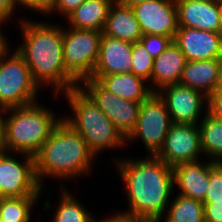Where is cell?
<instances>
[{
  "label": "cell",
  "mask_w": 222,
  "mask_h": 222,
  "mask_svg": "<svg viewBox=\"0 0 222 222\" xmlns=\"http://www.w3.org/2000/svg\"><path fill=\"white\" fill-rule=\"evenodd\" d=\"M96 81L108 92L130 101L142 103L154 93L151 84L147 86V81L132 72L100 76Z\"/></svg>",
  "instance_id": "cell-21"
},
{
  "label": "cell",
  "mask_w": 222,
  "mask_h": 222,
  "mask_svg": "<svg viewBox=\"0 0 222 222\" xmlns=\"http://www.w3.org/2000/svg\"><path fill=\"white\" fill-rule=\"evenodd\" d=\"M14 0H0V20L7 21L15 10Z\"/></svg>",
  "instance_id": "cell-34"
},
{
  "label": "cell",
  "mask_w": 222,
  "mask_h": 222,
  "mask_svg": "<svg viewBox=\"0 0 222 222\" xmlns=\"http://www.w3.org/2000/svg\"><path fill=\"white\" fill-rule=\"evenodd\" d=\"M123 219L115 214V215H111L108 219L105 218V220H98V221H95V219L92 221V222H121Z\"/></svg>",
  "instance_id": "cell-38"
},
{
  "label": "cell",
  "mask_w": 222,
  "mask_h": 222,
  "mask_svg": "<svg viewBox=\"0 0 222 222\" xmlns=\"http://www.w3.org/2000/svg\"><path fill=\"white\" fill-rule=\"evenodd\" d=\"M171 124L165 102L157 93H153L141 103L136 127L126 141L141 138L149 156H156L163 147Z\"/></svg>",
  "instance_id": "cell-8"
},
{
  "label": "cell",
  "mask_w": 222,
  "mask_h": 222,
  "mask_svg": "<svg viewBox=\"0 0 222 222\" xmlns=\"http://www.w3.org/2000/svg\"><path fill=\"white\" fill-rule=\"evenodd\" d=\"M203 205L205 222H222V200L208 201Z\"/></svg>",
  "instance_id": "cell-31"
},
{
  "label": "cell",
  "mask_w": 222,
  "mask_h": 222,
  "mask_svg": "<svg viewBox=\"0 0 222 222\" xmlns=\"http://www.w3.org/2000/svg\"><path fill=\"white\" fill-rule=\"evenodd\" d=\"M219 90H222V65H221V73H220V85Z\"/></svg>",
  "instance_id": "cell-40"
},
{
  "label": "cell",
  "mask_w": 222,
  "mask_h": 222,
  "mask_svg": "<svg viewBox=\"0 0 222 222\" xmlns=\"http://www.w3.org/2000/svg\"><path fill=\"white\" fill-rule=\"evenodd\" d=\"M61 194L52 222H92L94 220L92 214L72 196V193L62 189Z\"/></svg>",
  "instance_id": "cell-26"
},
{
  "label": "cell",
  "mask_w": 222,
  "mask_h": 222,
  "mask_svg": "<svg viewBox=\"0 0 222 222\" xmlns=\"http://www.w3.org/2000/svg\"><path fill=\"white\" fill-rule=\"evenodd\" d=\"M114 163L125 183L129 203V211L117 215L129 222H160L175 186L173 168L156 156L115 159Z\"/></svg>",
  "instance_id": "cell-1"
},
{
  "label": "cell",
  "mask_w": 222,
  "mask_h": 222,
  "mask_svg": "<svg viewBox=\"0 0 222 222\" xmlns=\"http://www.w3.org/2000/svg\"><path fill=\"white\" fill-rule=\"evenodd\" d=\"M2 110V111H1ZM1 114L5 113V109L0 108ZM0 114V153L6 152V135H5V117Z\"/></svg>",
  "instance_id": "cell-35"
},
{
  "label": "cell",
  "mask_w": 222,
  "mask_h": 222,
  "mask_svg": "<svg viewBox=\"0 0 222 222\" xmlns=\"http://www.w3.org/2000/svg\"><path fill=\"white\" fill-rule=\"evenodd\" d=\"M131 8L143 35L157 34L174 39L178 30L175 0H146Z\"/></svg>",
  "instance_id": "cell-12"
},
{
  "label": "cell",
  "mask_w": 222,
  "mask_h": 222,
  "mask_svg": "<svg viewBox=\"0 0 222 222\" xmlns=\"http://www.w3.org/2000/svg\"><path fill=\"white\" fill-rule=\"evenodd\" d=\"M206 107L211 115L222 121V90H218L208 98Z\"/></svg>",
  "instance_id": "cell-33"
},
{
  "label": "cell",
  "mask_w": 222,
  "mask_h": 222,
  "mask_svg": "<svg viewBox=\"0 0 222 222\" xmlns=\"http://www.w3.org/2000/svg\"><path fill=\"white\" fill-rule=\"evenodd\" d=\"M82 82V86L81 84L79 86L92 98L119 132L127 138L136 127L141 102L118 97L108 92L92 78Z\"/></svg>",
  "instance_id": "cell-10"
},
{
  "label": "cell",
  "mask_w": 222,
  "mask_h": 222,
  "mask_svg": "<svg viewBox=\"0 0 222 222\" xmlns=\"http://www.w3.org/2000/svg\"><path fill=\"white\" fill-rule=\"evenodd\" d=\"M132 73L149 82L153 69L152 57L141 42L132 44Z\"/></svg>",
  "instance_id": "cell-27"
},
{
  "label": "cell",
  "mask_w": 222,
  "mask_h": 222,
  "mask_svg": "<svg viewBox=\"0 0 222 222\" xmlns=\"http://www.w3.org/2000/svg\"><path fill=\"white\" fill-rule=\"evenodd\" d=\"M219 21L221 26L220 33L222 34V0H219Z\"/></svg>",
  "instance_id": "cell-39"
},
{
  "label": "cell",
  "mask_w": 222,
  "mask_h": 222,
  "mask_svg": "<svg viewBox=\"0 0 222 222\" xmlns=\"http://www.w3.org/2000/svg\"><path fill=\"white\" fill-rule=\"evenodd\" d=\"M19 162L10 152L0 153V198L39 196L42 187L35 174L34 157Z\"/></svg>",
  "instance_id": "cell-9"
},
{
  "label": "cell",
  "mask_w": 222,
  "mask_h": 222,
  "mask_svg": "<svg viewBox=\"0 0 222 222\" xmlns=\"http://www.w3.org/2000/svg\"><path fill=\"white\" fill-rule=\"evenodd\" d=\"M173 42L180 48L186 61L222 58V34L178 27Z\"/></svg>",
  "instance_id": "cell-14"
},
{
  "label": "cell",
  "mask_w": 222,
  "mask_h": 222,
  "mask_svg": "<svg viewBox=\"0 0 222 222\" xmlns=\"http://www.w3.org/2000/svg\"><path fill=\"white\" fill-rule=\"evenodd\" d=\"M4 21L0 20V25L3 23ZM3 33L1 32L0 29V56H2L5 52L8 51V42H6L5 37H3Z\"/></svg>",
  "instance_id": "cell-36"
},
{
  "label": "cell",
  "mask_w": 222,
  "mask_h": 222,
  "mask_svg": "<svg viewBox=\"0 0 222 222\" xmlns=\"http://www.w3.org/2000/svg\"><path fill=\"white\" fill-rule=\"evenodd\" d=\"M93 157L83 137L62 119L34 156L37 181L42 187L43 176L69 179L87 174Z\"/></svg>",
  "instance_id": "cell-3"
},
{
  "label": "cell",
  "mask_w": 222,
  "mask_h": 222,
  "mask_svg": "<svg viewBox=\"0 0 222 222\" xmlns=\"http://www.w3.org/2000/svg\"><path fill=\"white\" fill-rule=\"evenodd\" d=\"M185 62L184 54L174 42L154 58L151 73V82L155 85L153 92L156 93L167 85L179 84Z\"/></svg>",
  "instance_id": "cell-20"
},
{
  "label": "cell",
  "mask_w": 222,
  "mask_h": 222,
  "mask_svg": "<svg viewBox=\"0 0 222 222\" xmlns=\"http://www.w3.org/2000/svg\"><path fill=\"white\" fill-rule=\"evenodd\" d=\"M15 6L22 5L33 11L40 12L42 14L48 13L51 10L52 0H14Z\"/></svg>",
  "instance_id": "cell-32"
},
{
  "label": "cell",
  "mask_w": 222,
  "mask_h": 222,
  "mask_svg": "<svg viewBox=\"0 0 222 222\" xmlns=\"http://www.w3.org/2000/svg\"><path fill=\"white\" fill-rule=\"evenodd\" d=\"M199 154H203L199 126L172 123L156 157L173 168L181 163L198 161Z\"/></svg>",
  "instance_id": "cell-11"
},
{
  "label": "cell",
  "mask_w": 222,
  "mask_h": 222,
  "mask_svg": "<svg viewBox=\"0 0 222 222\" xmlns=\"http://www.w3.org/2000/svg\"><path fill=\"white\" fill-rule=\"evenodd\" d=\"M20 21L24 42L16 51L24 58L33 81L39 87L53 85L56 95L79 86L63 61V27L23 18Z\"/></svg>",
  "instance_id": "cell-2"
},
{
  "label": "cell",
  "mask_w": 222,
  "mask_h": 222,
  "mask_svg": "<svg viewBox=\"0 0 222 222\" xmlns=\"http://www.w3.org/2000/svg\"><path fill=\"white\" fill-rule=\"evenodd\" d=\"M132 43L119 39L101 36L99 57L92 79L111 74H123L132 72Z\"/></svg>",
  "instance_id": "cell-15"
},
{
  "label": "cell",
  "mask_w": 222,
  "mask_h": 222,
  "mask_svg": "<svg viewBox=\"0 0 222 222\" xmlns=\"http://www.w3.org/2000/svg\"><path fill=\"white\" fill-rule=\"evenodd\" d=\"M222 200V163L209 161V185L202 201L206 204L208 201Z\"/></svg>",
  "instance_id": "cell-28"
},
{
  "label": "cell",
  "mask_w": 222,
  "mask_h": 222,
  "mask_svg": "<svg viewBox=\"0 0 222 222\" xmlns=\"http://www.w3.org/2000/svg\"><path fill=\"white\" fill-rule=\"evenodd\" d=\"M156 93L165 102L172 123L198 125L204 100L208 104V97L202 92L181 84L167 85Z\"/></svg>",
  "instance_id": "cell-13"
},
{
  "label": "cell",
  "mask_w": 222,
  "mask_h": 222,
  "mask_svg": "<svg viewBox=\"0 0 222 222\" xmlns=\"http://www.w3.org/2000/svg\"><path fill=\"white\" fill-rule=\"evenodd\" d=\"M51 111L36 102L6 109L10 113L5 118L6 151L34 157L63 119Z\"/></svg>",
  "instance_id": "cell-5"
},
{
  "label": "cell",
  "mask_w": 222,
  "mask_h": 222,
  "mask_svg": "<svg viewBox=\"0 0 222 222\" xmlns=\"http://www.w3.org/2000/svg\"><path fill=\"white\" fill-rule=\"evenodd\" d=\"M174 185L181 189L178 195L203 201L209 185V162L181 163L173 167Z\"/></svg>",
  "instance_id": "cell-18"
},
{
  "label": "cell",
  "mask_w": 222,
  "mask_h": 222,
  "mask_svg": "<svg viewBox=\"0 0 222 222\" xmlns=\"http://www.w3.org/2000/svg\"><path fill=\"white\" fill-rule=\"evenodd\" d=\"M140 42L145 46L149 54L156 58L173 42V39L163 35L150 34L143 35Z\"/></svg>",
  "instance_id": "cell-29"
},
{
  "label": "cell",
  "mask_w": 222,
  "mask_h": 222,
  "mask_svg": "<svg viewBox=\"0 0 222 222\" xmlns=\"http://www.w3.org/2000/svg\"><path fill=\"white\" fill-rule=\"evenodd\" d=\"M85 0H52L51 10L49 13L58 11L60 15L66 18L78 8Z\"/></svg>",
  "instance_id": "cell-30"
},
{
  "label": "cell",
  "mask_w": 222,
  "mask_h": 222,
  "mask_svg": "<svg viewBox=\"0 0 222 222\" xmlns=\"http://www.w3.org/2000/svg\"><path fill=\"white\" fill-rule=\"evenodd\" d=\"M64 94L74 116L63 120L83 137L95 156L101 150L118 149L125 145L126 138L80 86Z\"/></svg>",
  "instance_id": "cell-4"
},
{
  "label": "cell",
  "mask_w": 222,
  "mask_h": 222,
  "mask_svg": "<svg viewBox=\"0 0 222 222\" xmlns=\"http://www.w3.org/2000/svg\"><path fill=\"white\" fill-rule=\"evenodd\" d=\"M102 32L63 29V61L66 71L80 84L91 78L99 57Z\"/></svg>",
  "instance_id": "cell-7"
},
{
  "label": "cell",
  "mask_w": 222,
  "mask_h": 222,
  "mask_svg": "<svg viewBox=\"0 0 222 222\" xmlns=\"http://www.w3.org/2000/svg\"><path fill=\"white\" fill-rule=\"evenodd\" d=\"M201 123L200 129L201 150L203 155L212 157L213 162L222 163V121L208 112V108Z\"/></svg>",
  "instance_id": "cell-23"
},
{
  "label": "cell",
  "mask_w": 222,
  "mask_h": 222,
  "mask_svg": "<svg viewBox=\"0 0 222 222\" xmlns=\"http://www.w3.org/2000/svg\"><path fill=\"white\" fill-rule=\"evenodd\" d=\"M113 0H85L67 18L70 27L80 30L103 31Z\"/></svg>",
  "instance_id": "cell-22"
},
{
  "label": "cell",
  "mask_w": 222,
  "mask_h": 222,
  "mask_svg": "<svg viewBox=\"0 0 222 222\" xmlns=\"http://www.w3.org/2000/svg\"><path fill=\"white\" fill-rule=\"evenodd\" d=\"M168 210L164 222H205L203 202L190 197L178 195Z\"/></svg>",
  "instance_id": "cell-24"
},
{
  "label": "cell",
  "mask_w": 222,
  "mask_h": 222,
  "mask_svg": "<svg viewBox=\"0 0 222 222\" xmlns=\"http://www.w3.org/2000/svg\"><path fill=\"white\" fill-rule=\"evenodd\" d=\"M178 27L220 33L219 0H175Z\"/></svg>",
  "instance_id": "cell-16"
},
{
  "label": "cell",
  "mask_w": 222,
  "mask_h": 222,
  "mask_svg": "<svg viewBox=\"0 0 222 222\" xmlns=\"http://www.w3.org/2000/svg\"><path fill=\"white\" fill-rule=\"evenodd\" d=\"M144 1L146 0H117V2H119L121 5L128 6V7H131L135 4H138Z\"/></svg>",
  "instance_id": "cell-37"
},
{
  "label": "cell",
  "mask_w": 222,
  "mask_h": 222,
  "mask_svg": "<svg viewBox=\"0 0 222 222\" xmlns=\"http://www.w3.org/2000/svg\"><path fill=\"white\" fill-rule=\"evenodd\" d=\"M102 34L132 44L143 36L132 8L117 1L109 8Z\"/></svg>",
  "instance_id": "cell-19"
},
{
  "label": "cell",
  "mask_w": 222,
  "mask_h": 222,
  "mask_svg": "<svg viewBox=\"0 0 222 222\" xmlns=\"http://www.w3.org/2000/svg\"><path fill=\"white\" fill-rule=\"evenodd\" d=\"M40 196L0 198V219L3 222H30L31 209Z\"/></svg>",
  "instance_id": "cell-25"
},
{
  "label": "cell",
  "mask_w": 222,
  "mask_h": 222,
  "mask_svg": "<svg viewBox=\"0 0 222 222\" xmlns=\"http://www.w3.org/2000/svg\"><path fill=\"white\" fill-rule=\"evenodd\" d=\"M222 58L186 61L179 84L202 92L208 98L219 90Z\"/></svg>",
  "instance_id": "cell-17"
},
{
  "label": "cell",
  "mask_w": 222,
  "mask_h": 222,
  "mask_svg": "<svg viewBox=\"0 0 222 222\" xmlns=\"http://www.w3.org/2000/svg\"><path fill=\"white\" fill-rule=\"evenodd\" d=\"M0 56V108L9 109L36 102L39 86L33 81L24 58L14 50Z\"/></svg>",
  "instance_id": "cell-6"
}]
</instances>
